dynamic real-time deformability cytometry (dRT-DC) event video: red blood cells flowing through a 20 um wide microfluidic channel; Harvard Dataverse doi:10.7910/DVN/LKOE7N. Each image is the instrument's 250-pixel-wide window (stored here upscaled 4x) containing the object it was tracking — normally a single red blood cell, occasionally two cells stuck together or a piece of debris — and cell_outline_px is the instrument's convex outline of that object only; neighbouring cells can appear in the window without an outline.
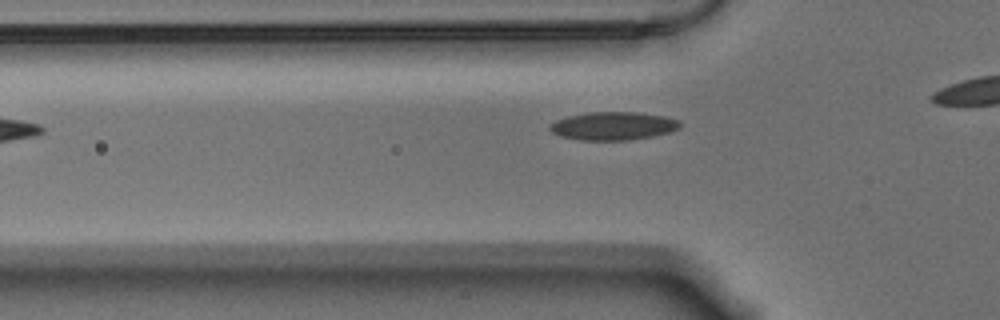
{"species": "Egyptian fruit bat (a non-hibernating species)", "species_latin": "Rousettus aegyptiacus", "temperature_condition": "warm", "stored_images_in_passage": 9, "camera_frame_rate_fps": 3000, "um_per_image_px": 0.085, "animal": {"sex": "male"}, "frame": {"image": 1, "passage_image": 3, "time_ms": 0.667, "image_size_px": [1000, 320], "cell_outline_px": [[680, 128], [668, 132], [652, 136], [628, 140], [580, 140], [560, 136], [552, 132], [548, 128], [548, 124], [556, 120], [568, 116], [588, 112], [636, 112], [664, 116], [680, 120]], "centroid_in_image_um": [52.09, 10.7], "position_along_channel_um": 73.7, "area_um2": 21.39}}
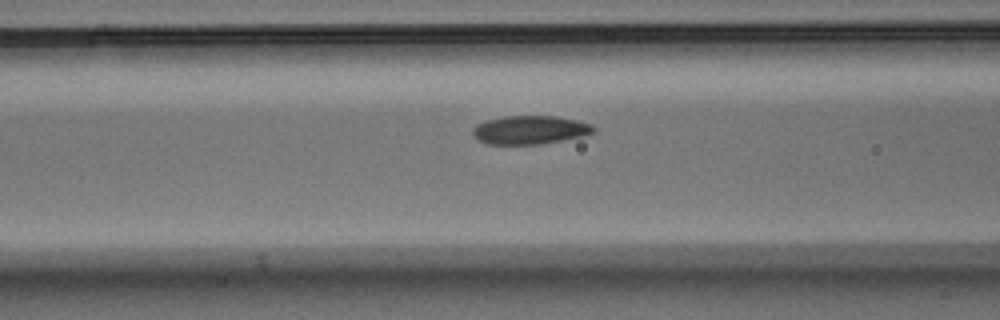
{"frame": {"image": 2, "passage_image": 7, "time_ms": 2.0, "image_size_px": [1000, 320], "cell_outline_px": [[596, 128], [592, 132], [580, 136], [540, 144], [488, 144], [476, 140], [472, 136], [472, 128], [476, 124], [484, 120], [504, 116], [556, 116], [576, 120], [592, 124]], "centroid_in_image_um": [44.96, 11.03], "position_along_channel_um": 121.6, "area_um2": 20.11}}